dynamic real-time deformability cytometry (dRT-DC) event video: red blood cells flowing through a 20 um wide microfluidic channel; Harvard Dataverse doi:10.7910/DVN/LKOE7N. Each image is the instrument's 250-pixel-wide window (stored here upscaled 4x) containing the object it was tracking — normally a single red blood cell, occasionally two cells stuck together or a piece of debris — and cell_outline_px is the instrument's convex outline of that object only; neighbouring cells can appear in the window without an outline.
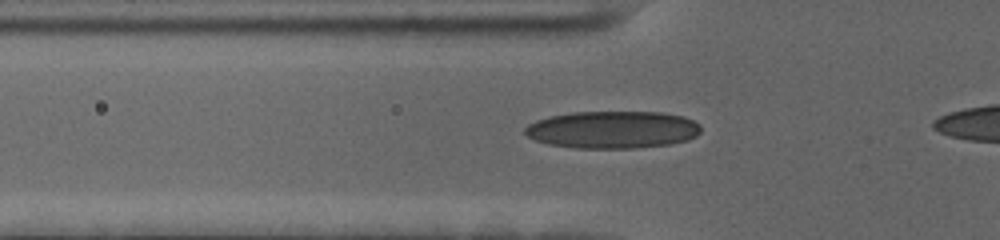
{"species": "human", "species_latin": "Homo sapiens", "temperature_condition": "cold", "stored_images_in_passage": 38, "camera_frame_rate_fps": 3000, "um_per_image_px": 0.085, "donor": {"sex": "female"}, "frame": {"image": 1, "passage_image": 8, "time_ms": 2.333, "image_size_px": [1000, 240], "cell_outline_px": [[700, 132], [696, 136], [688, 140], [672, 144], [636, 148], [576, 148], [548, 144], [536, 140], [528, 136], [524, 132], [524, 128], [528, 124], [536, 120], [552, 116], [572, 112], [660, 112], [684, 116], [700, 124]], "centroid_in_image_um": [52.09, 11.02], "position_along_channel_um": 73.7, "area_um2": 38.44}}
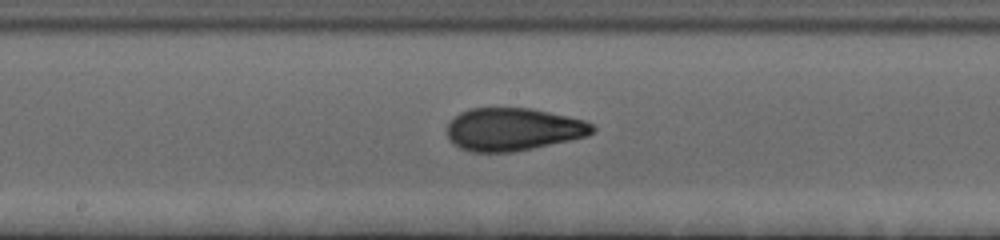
{"frame": {"image": 2, "passage_image": 19, "time_ms": 6.0, "image_size_px": [1000, 240], "cell_outline_px": [[596, 128], [588, 136], [572, 140], [512, 152], [472, 152], [460, 148], [452, 144], [448, 136], [448, 124], [460, 112], [472, 108], [532, 108], [584, 120], [592, 124]], "centroid_in_image_um": [43.62, 11.0], "position_along_channel_um": 204.6, "area_um2": 36.18}}
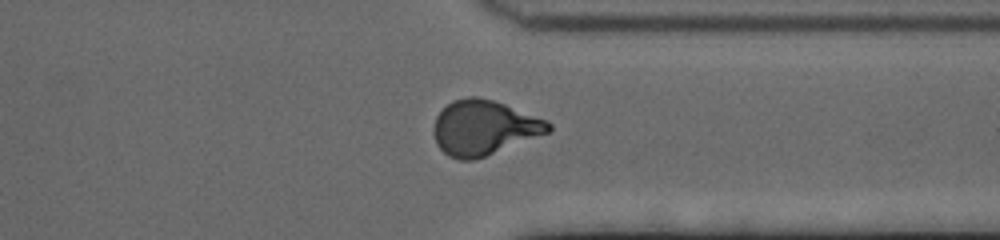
{"frame": {"image": 3, "passage_image": 33, "time_ms": 10.667, "image_size_px": [1000, 240], "cell_outline_px": [[552, 128], [548, 132], [484, 156], [472, 160], [460, 160], [448, 156], [436, 144], [432, 132], [432, 128], [436, 116], [452, 100], [468, 96], [476, 96], [492, 100], [504, 104], [548, 120], [552, 124]], "centroid_in_image_um": [41.09, 10.84], "position_along_channel_um": 370.3, "area_um2": 36.41}}